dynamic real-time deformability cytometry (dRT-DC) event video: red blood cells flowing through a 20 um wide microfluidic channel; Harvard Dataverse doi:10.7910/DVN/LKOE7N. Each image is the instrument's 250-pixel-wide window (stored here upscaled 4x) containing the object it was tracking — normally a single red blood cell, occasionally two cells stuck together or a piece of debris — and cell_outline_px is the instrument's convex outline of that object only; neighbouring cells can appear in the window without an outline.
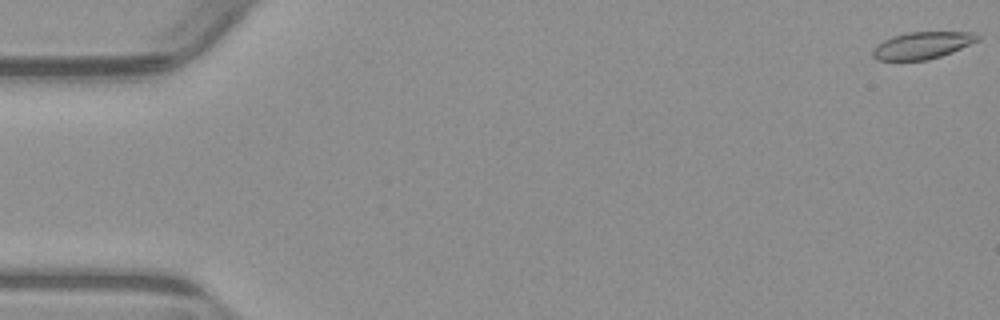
{"species": "common noctule bat (a hibernating species)", "species_latin": "Nyctalus noctula", "temperature_condition": "warm", "stored_images_in_passage": 55, "camera_frame_rate_fps": 3000, "um_per_image_px": 0.085, "animal": {"sex": "male", "body_mass_g": 23.1, "forearm_length_mm": 52.7}, "frame": {"image": 1, "passage_image": 1, "time_ms": 0.0, "image_size_px": [1000, 320], "cell_outline_px": [[980, 40], [952, 52], [928, 60], [876, 60], [872, 56], [872, 52], [876, 44], [892, 36], [908, 32], [976, 32], [980, 36]], "centroid_in_image_um": [78.4, 3.85], "position_along_channel_um": 6.6, "area_um2": 16.59}}
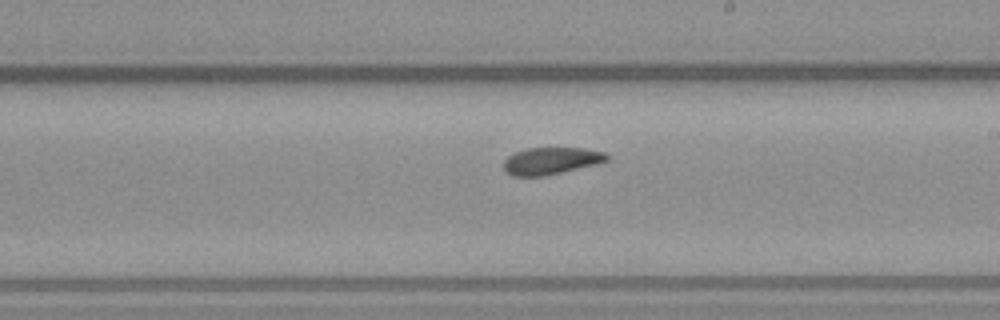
{"frame": {"image": 2, "passage_image": 32, "time_ms": 10.333, "image_size_px": [1000, 320], "cell_outline_px": [[608, 160], [596, 164], [544, 176], [512, 176], [504, 168], [504, 160], [508, 156], [516, 152], [528, 148], [584, 148], [604, 152], [608, 156]], "centroid_in_image_um": [46.83, 13.67], "position_along_channel_um": 242.2, "area_um2": 16.07}}
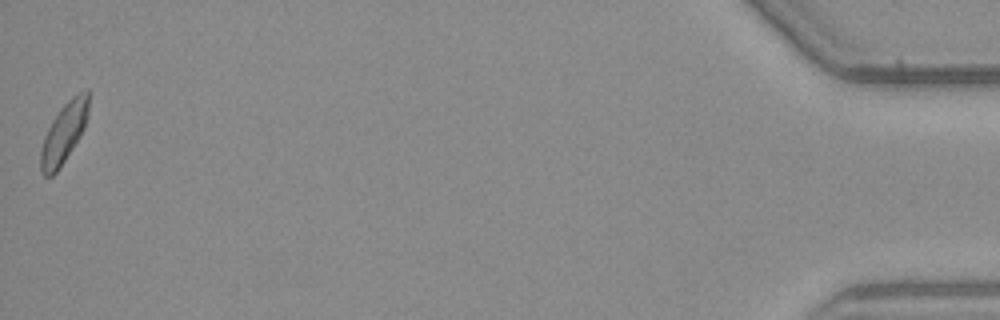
{"frame": {"image": 3, "passage_image": 55, "time_ms": 18.0, "image_size_px": [1000, 320], "cell_outline_px": [[88, 116], [84, 128], [80, 136], [56, 172], [52, 176], [44, 176], [40, 172], [40, 152], [44, 136], [52, 120], [60, 108], [76, 92], [88, 88]], "centroid_in_image_um": [5.42, 11.27], "position_along_channel_um": 429.8, "area_um2": 16.76}, "authors_computed_cell_mechanics": {"area_um2": 16.7042, "velocity_mm_per_s": 3.8012, "shape_relaxation_time_tau1_ms": 8.9649, "shape_relaxation_time_tau2_ms": 2.8097, "deformation_change_tau1": 0.1704, "deformation_change_tau2": 0.0823}}